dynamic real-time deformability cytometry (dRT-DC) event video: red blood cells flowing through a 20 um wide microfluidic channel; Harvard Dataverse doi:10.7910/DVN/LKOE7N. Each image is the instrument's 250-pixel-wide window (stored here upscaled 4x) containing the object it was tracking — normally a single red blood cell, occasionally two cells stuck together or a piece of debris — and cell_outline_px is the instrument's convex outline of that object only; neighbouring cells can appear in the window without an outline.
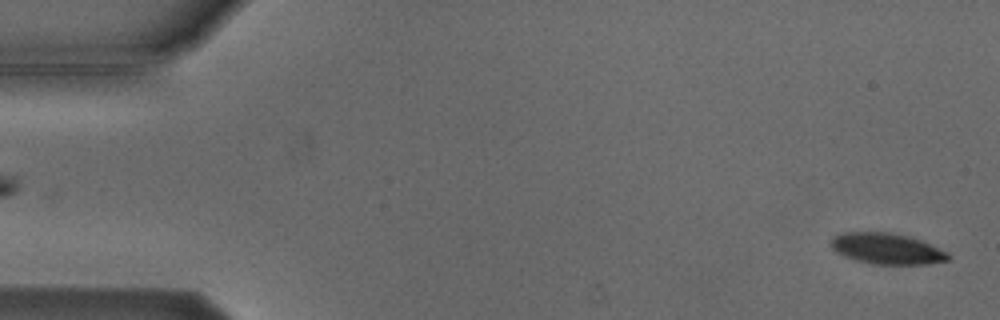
{"species": "Egyptian fruit bat (a non-hibernating species)", "species_latin": "Rousettus aegyptiacus", "temperature_condition": "cold", "stored_images_in_passage": 6, "segment_of_instrument_passage": [2, 2], "camera_frame_rate_fps": 3000, "um_per_image_px": 0.085, "animal": {"sex": "male"}, "frame": {"image": 1, "passage_image": 6, "time_ms": 6.0, "image_size_px": [1000, 320], "cell_outline_px": [[952, 256], [948, 260], [928, 264], [872, 264], [856, 260], [844, 256], [836, 252], [828, 244], [832, 236], [844, 232], [888, 232], [908, 236], [920, 240], [948, 252]], "centroid_in_image_um": [75.35, 21.13], "position_along_channel_um": 9.7, "area_um2": 21.27}}